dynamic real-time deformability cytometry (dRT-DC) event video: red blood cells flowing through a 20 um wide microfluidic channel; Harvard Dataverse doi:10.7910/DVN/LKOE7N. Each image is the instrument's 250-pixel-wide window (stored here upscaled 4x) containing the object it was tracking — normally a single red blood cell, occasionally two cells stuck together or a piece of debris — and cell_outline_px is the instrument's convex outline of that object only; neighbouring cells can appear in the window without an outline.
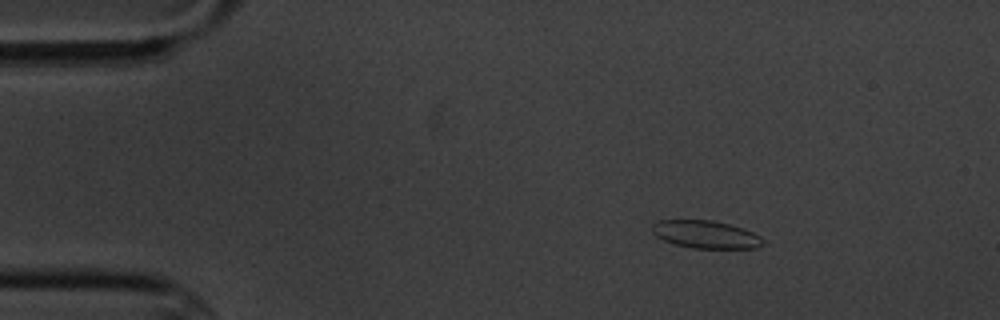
{"species": "common noctule bat (a hibernating species)", "species_latin": "Nyctalus noctula", "temperature_condition": "cold", "stored_images_in_passage": 5, "camera_frame_rate_fps": 3000, "um_per_image_px": 0.085, "animal": {"sex": "male", "body_mass_g": 20.1, "forearm_length_mm": 53.5}, "frame": {"image": 1, "passage_image": 2, "time_ms": 1.0, "image_size_px": [1000, 320], "cell_outline_px": [[764, 244], [756, 248], [692, 248], [676, 244], [664, 240], [656, 236], [652, 232], [652, 224], [656, 220], [712, 220], [728, 224], [752, 232], [760, 236], [764, 240]], "centroid_in_image_um": [59.97, 19.92], "position_along_channel_um": 25.0, "area_um2": 17.8}}